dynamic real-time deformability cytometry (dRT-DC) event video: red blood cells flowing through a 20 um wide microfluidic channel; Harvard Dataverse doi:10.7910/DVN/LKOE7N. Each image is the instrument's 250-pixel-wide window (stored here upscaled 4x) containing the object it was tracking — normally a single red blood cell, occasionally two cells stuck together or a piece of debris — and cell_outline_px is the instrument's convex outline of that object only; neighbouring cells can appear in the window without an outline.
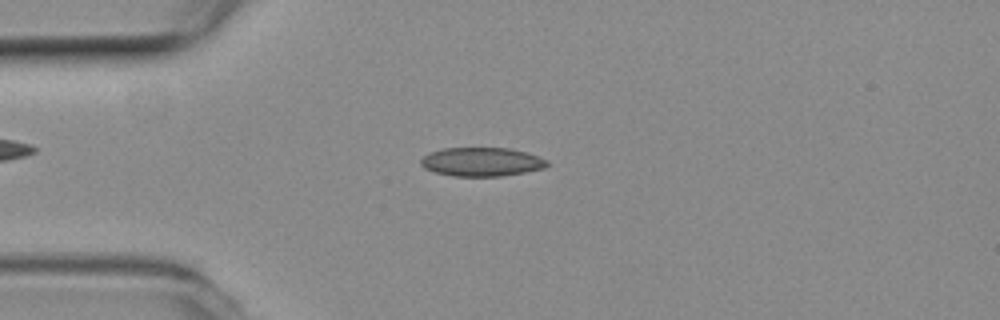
{"species": "common noctule bat (a hibernating species)", "species_latin": "Nyctalus noctula", "temperature_condition": "room temperature", "stored_images_in_passage": 5, "camera_frame_rate_fps": 3000, "um_per_image_px": 0.085, "animal": {"sex": "female", "body_mass_g": 19.3, "forearm_length_mm": 54.1}, "frame": {"image": 1, "passage_image": 2, "time_ms": 0.333, "image_size_px": [1000, 320], "cell_outline_px": [[548, 164], [544, 168], [524, 172], [500, 176], [452, 176], [436, 172], [424, 168], [420, 164], [420, 160], [424, 156], [432, 152], [444, 148], [512, 148], [528, 152], [548, 160]], "centroid_in_image_um": [40.96, 13.75], "position_along_channel_um": 44.0, "area_um2": 21.15}}
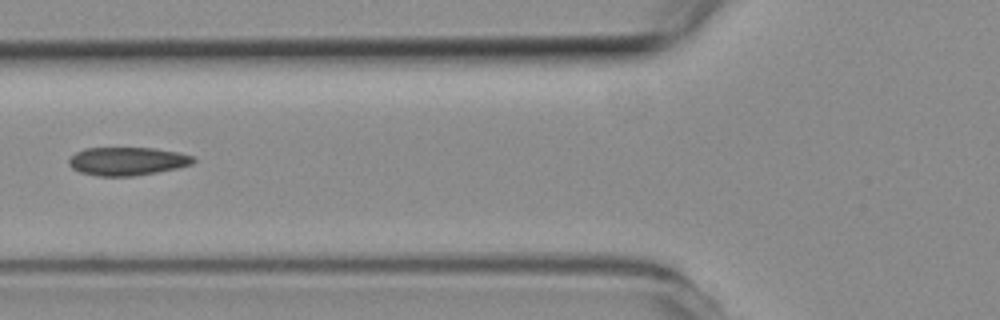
{"frame": {"image": 2, "passage_image": 4, "time_ms": 1.0, "image_size_px": [1000, 320], "cell_outline_px": [[196, 160], [192, 164], [180, 168], [136, 176], [96, 176], [80, 172], [72, 168], [68, 164], [68, 160], [76, 152], [84, 148], [152, 148], [180, 152], [192, 156]], "centroid_in_image_um": [10.83, 13.71], "position_along_channel_um": 115.0, "area_um2": 20.69}}
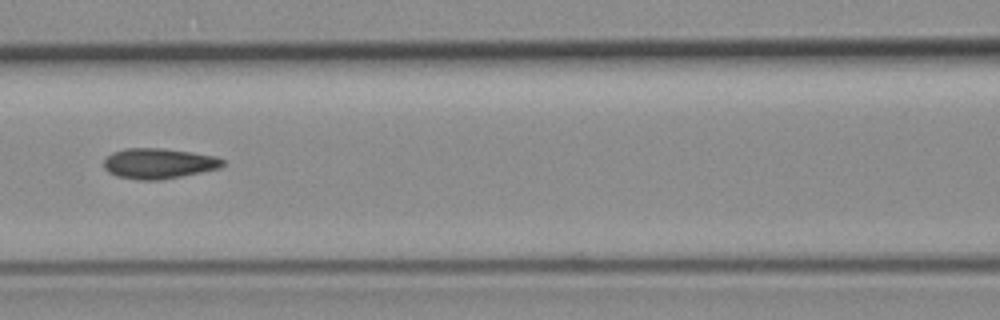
{"frame": {"image": 3, "passage_image": 5, "time_ms": 1.333, "image_size_px": [1000, 320], "cell_outline_px": [[224, 164], [220, 168], [180, 176], [156, 180], [140, 180], [116, 176], [108, 172], [104, 168], [104, 160], [112, 152], [124, 148], [164, 148], [192, 152], [216, 156], [224, 160]], "centroid_in_image_um": [13.47, 13.88], "position_along_channel_um": 153.1, "area_um2": 21.04}}